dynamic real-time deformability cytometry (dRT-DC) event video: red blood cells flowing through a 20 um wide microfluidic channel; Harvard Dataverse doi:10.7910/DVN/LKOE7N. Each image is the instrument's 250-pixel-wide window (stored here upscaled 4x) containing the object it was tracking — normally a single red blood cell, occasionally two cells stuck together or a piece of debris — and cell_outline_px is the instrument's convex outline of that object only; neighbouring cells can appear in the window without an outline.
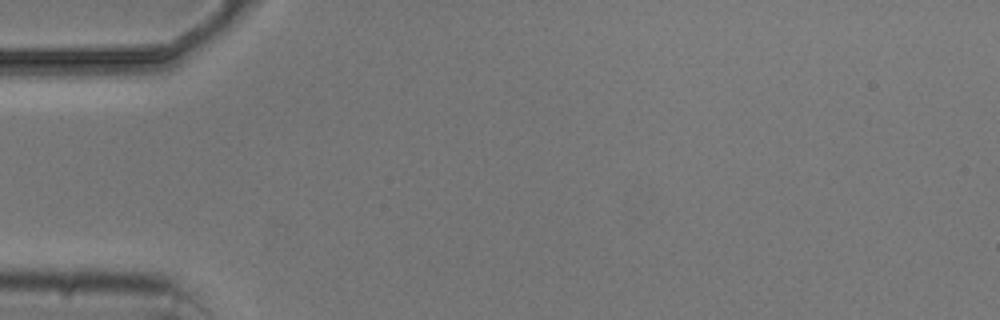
{"species": "common noctule bat (a hibernating species)", "species_latin": "Nyctalus noctula", "temperature_condition": "cold", "stored_images_in_passage": 3, "camera_frame_rate_fps": 3000, "um_per_image_px": 0.085, "animal": {"sex": "male", "body_mass_g": 20.5, "forearm_length_mm": 52.5}, "frame": {"image": 1, "passage_image": 1, "time_ms": 0.0, "image_size_px": [1000, 320], "cell_outline_px": [[160, 60], [116, 72], [72, 76], [68, 72], [64, 60], [96, 52], [152, 52], [160, 56]], "centroid_in_image_um": [9.19, 5.29], "position_along_channel_um": 75.8, "area_um2": 11.44}}